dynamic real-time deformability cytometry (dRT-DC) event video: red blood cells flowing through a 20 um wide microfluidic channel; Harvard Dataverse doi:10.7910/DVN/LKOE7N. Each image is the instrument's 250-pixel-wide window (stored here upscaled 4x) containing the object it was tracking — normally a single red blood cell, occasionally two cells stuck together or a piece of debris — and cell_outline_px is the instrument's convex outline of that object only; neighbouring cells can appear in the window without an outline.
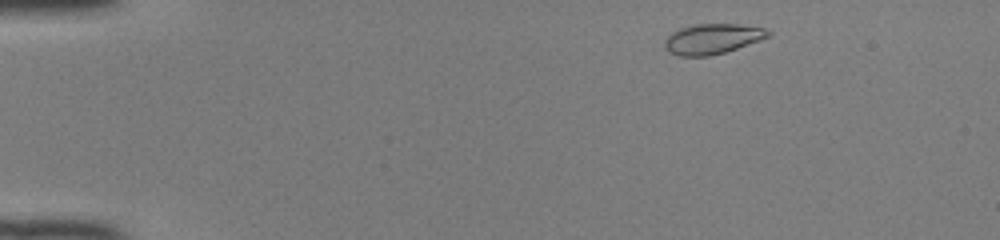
{"species": "common noctule bat (a hibernating species)", "species_latin": "Nyctalus noctula", "temperature_condition": "room temperature", "stored_images_in_passage": 44, "camera_frame_rate_fps": 3000, "um_per_image_px": 0.085, "animal": {"sex": "female", "body_mass_g": 22.0, "forearm_length_mm": 56.7}, "frame": {"image": 1, "passage_image": 2, "time_ms": 0.333, "image_size_px": [1000, 240], "cell_outline_px": [[772, 32], [768, 36], [760, 40], [724, 52], [708, 56], [680, 56], [668, 52], [664, 44], [664, 40], [672, 32], [680, 28], [696, 24], [736, 24], [768, 28]], "centroid_in_image_um": [60.55, 3.29], "position_along_channel_um": 24.5, "area_um2": 18.15}}
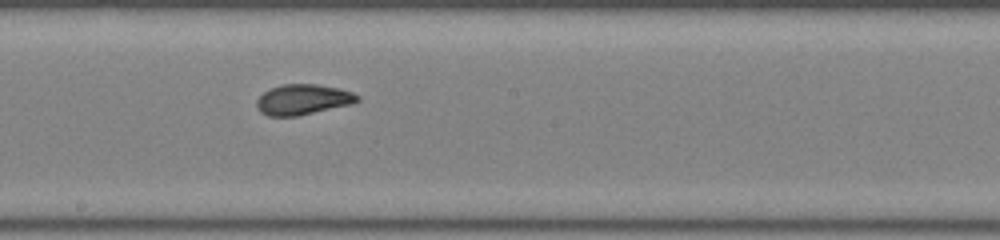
{"frame": {"image": 2, "passage_image": 23, "time_ms": 7.333, "image_size_px": [1000, 240], "cell_outline_px": [[360, 100], [352, 104], [296, 116], [268, 116], [260, 112], [256, 108], [256, 100], [268, 88], [280, 84], [316, 84], [340, 88], [352, 92], [360, 96]], "centroid_in_image_um": [25.73, 8.45], "position_along_channel_um": 222.5, "area_um2": 18.03}}
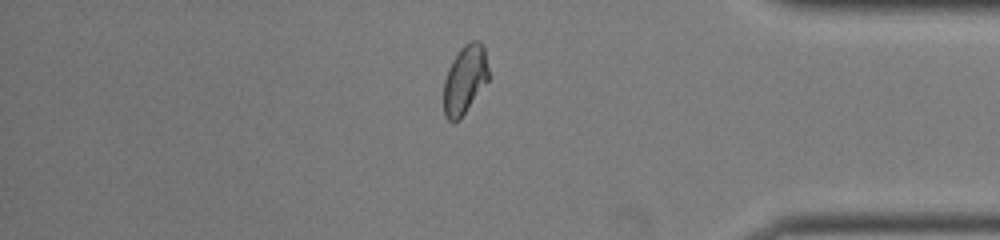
{"frame": {"image": 3, "passage_image": 37, "time_ms": 12.0, "image_size_px": [1000, 240], "cell_outline_px": [[488, 80], [464, 112], [452, 124], [444, 116], [444, 80], [448, 68], [452, 60], [460, 48], [464, 44], [472, 40], [480, 40], [484, 44], [488, 68]], "centroid_in_image_um": [39.5, 6.71], "position_along_channel_um": 395.7, "area_um2": 17.8}, "authors_computed_cell_mechanics": {"area_um2": 18.1492, "velocity_mm_per_s": 4.1396, "shape_relaxation_time_tau1_ms": 2.6468, "shape_relaxation_time_tau2_ms": 0.7912, "deformation_change_tau1": 0.141, "deformation_change_tau2": 0.0516}}